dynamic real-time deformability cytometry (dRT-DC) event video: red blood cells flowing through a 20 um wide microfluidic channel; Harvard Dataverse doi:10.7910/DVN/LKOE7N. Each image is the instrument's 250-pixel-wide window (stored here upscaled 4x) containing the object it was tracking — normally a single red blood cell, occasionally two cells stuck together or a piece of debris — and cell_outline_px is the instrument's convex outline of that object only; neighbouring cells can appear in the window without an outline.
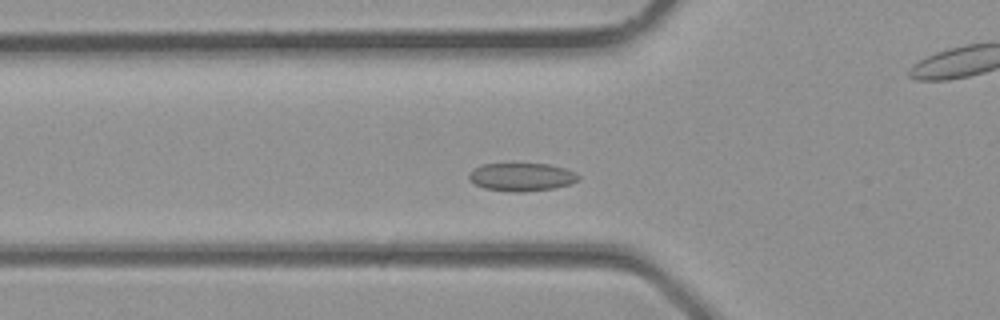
{"species": "common noctule bat (a hibernating species)", "species_latin": "Nyctalus noctula", "temperature_condition": "room temperature", "stored_images_in_passage": 33, "camera_frame_rate_fps": 3000, "um_per_image_px": 0.085, "animal": {"sex": "male", "body_mass_g": 23.1, "forearm_length_mm": 52.7}, "frame": {"image": 1, "passage_image": 9, "time_ms": 2.667, "image_size_px": [1000, 320], "cell_outline_px": [[580, 180], [572, 184], [556, 188], [520, 192], [512, 192], [484, 188], [476, 184], [468, 176], [472, 168], [480, 164], [548, 164], [564, 168], [580, 176]], "centroid_in_image_um": [44.35, 15.04], "position_along_channel_um": 81.5, "area_um2": 17.92}}
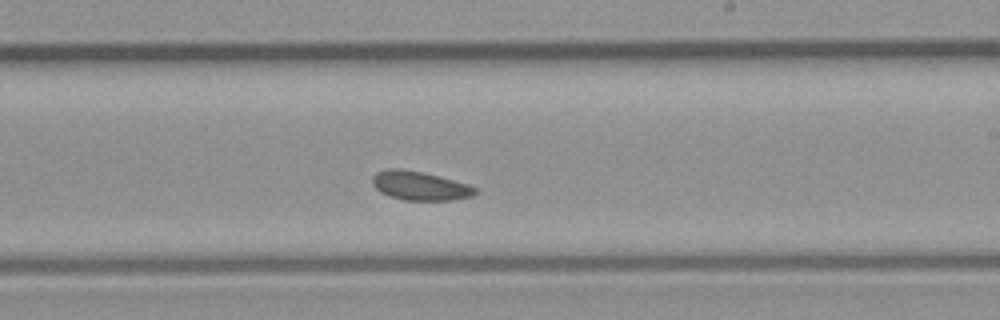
{"frame": {"image": 2, "passage_image": 18, "time_ms": 5.667, "image_size_px": [1000, 320], "cell_outline_px": [[476, 192], [472, 196], [452, 200], [404, 200], [388, 196], [380, 192], [372, 184], [372, 176], [376, 172], [388, 168], [404, 168], [424, 172], [468, 184], [476, 188]], "centroid_in_image_um": [35.64, 15.78], "position_along_channel_um": 253.4, "area_um2": 17.46}}
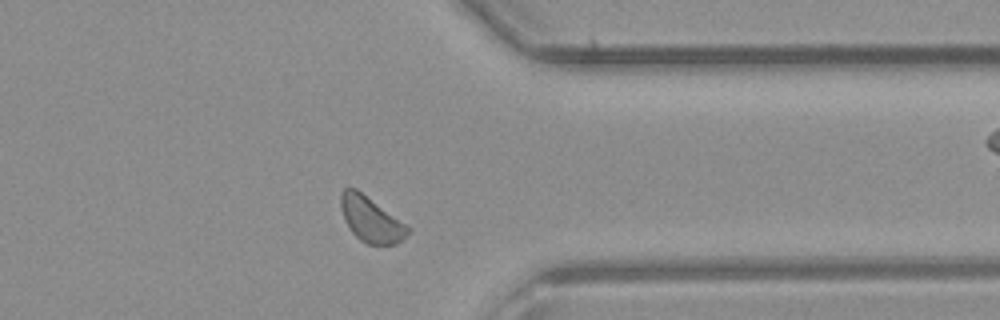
{"frame": {"image": 3, "passage_image": 25, "time_ms": 8.0, "image_size_px": [1000, 320], "cell_outline_px": [[412, 228], [396, 244], [368, 244], [360, 240], [352, 232], [344, 220], [340, 204], [340, 196], [344, 188], [356, 188]], "centroid_in_image_um": [31.51, 18.63], "position_along_channel_um": 379.9, "area_um2": 17.46}}